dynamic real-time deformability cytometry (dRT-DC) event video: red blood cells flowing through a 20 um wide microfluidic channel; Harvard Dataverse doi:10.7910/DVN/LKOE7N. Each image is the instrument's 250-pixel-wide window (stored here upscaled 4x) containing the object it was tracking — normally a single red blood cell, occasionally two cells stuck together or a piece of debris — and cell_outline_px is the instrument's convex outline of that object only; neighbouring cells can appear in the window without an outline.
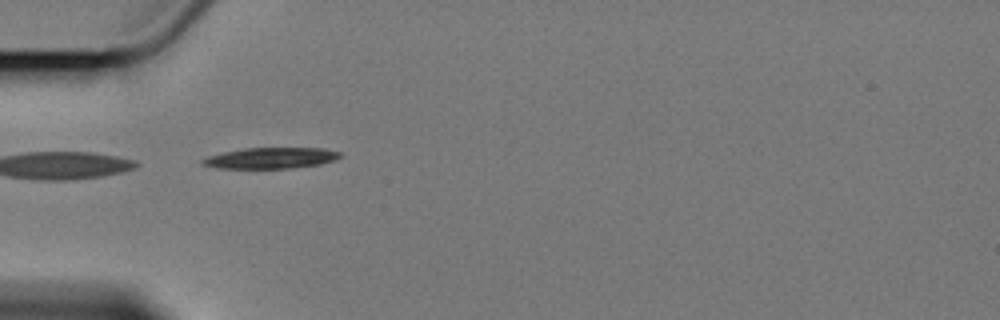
{"species": "Egyptian fruit bat (a non-hibernating species)", "species_latin": "Rousettus aegyptiacus", "temperature_condition": "cold", "stored_images_in_passage": 5, "camera_frame_rate_fps": 3000, "um_per_image_px": 0.085, "animal": {"sex": "female"}, "frame": {"image": 1, "passage_image": 4, "time_ms": 4.667, "image_size_px": [1000, 320], "cell_outline_px": [[344, 156], [336, 160], [320, 164], [288, 168], [216, 168], [200, 164], [200, 160], [208, 156], [224, 152], [244, 148], [324, 148], [340, 152]], "centroid_in_image_um": [23.04, 13.43], "position_along_channel_um": 62.0, "area_um2": 16.88}}